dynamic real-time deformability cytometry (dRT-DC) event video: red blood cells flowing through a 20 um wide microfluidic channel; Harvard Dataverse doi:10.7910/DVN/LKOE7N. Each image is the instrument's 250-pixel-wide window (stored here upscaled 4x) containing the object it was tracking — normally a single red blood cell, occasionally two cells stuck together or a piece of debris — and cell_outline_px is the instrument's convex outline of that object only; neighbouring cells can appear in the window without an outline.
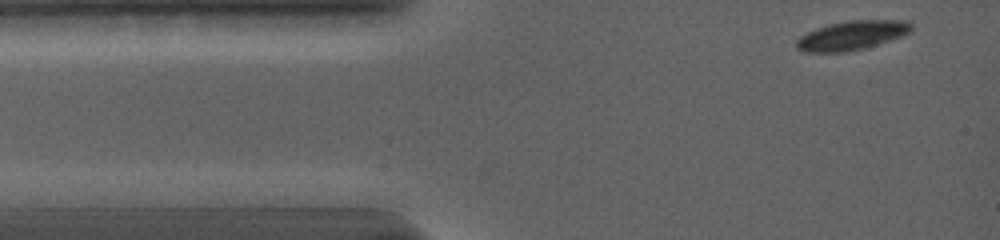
{"species": "common noctule bat (a hibernating species)", "species_latin": "Nyctalus noctula", "temperature_condition": "warm", "stored_images_in_passage": 11, "camera_frame_rate_fps": 5000, "um_per_image_px": 0.085, "animal": {"sex": "female", "body_mass_g": 19.0, "forearm_length_mm": 56.7}, "frame": {"image": 1, "passage_image": 1, "time_ms": 0.0, "image_size_px": [1000, 240], "cell_outline_px": [[912, 28], [908, 32], [900, 36], [864, 48], [848, 52], [804, 52], [796, 48], [796, 40], [800, 36], [816, 28], [828, 24], [848, 20], [912, 20]], "centroid_in_image_um": [72.38, 3.0], "position_along_channel_um": 12.6, "area_um2": 19.48}}
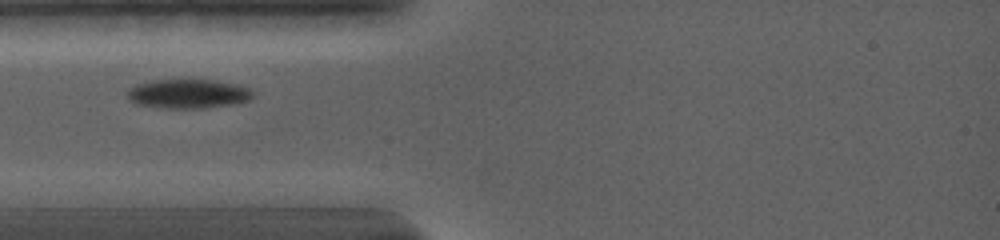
{"frame": {"image": 2, "passage_image": 10, "time_ms": 3.0, "image_size_px": [1000, 240], "cell_outline_px": [[252, 96], [248, 100], [232, 104], [200, 108], [168, 108], [136, 104], [128, 100], [128, 88], [136, 84], [152, 80], [180, 76], [216, 80], [240, 84], [248, 88], [252, 92]], "centroid_in_image_um": [15.95, 7.9], "position_along_channel_um": 69.1, "area_um2": 22.2}}